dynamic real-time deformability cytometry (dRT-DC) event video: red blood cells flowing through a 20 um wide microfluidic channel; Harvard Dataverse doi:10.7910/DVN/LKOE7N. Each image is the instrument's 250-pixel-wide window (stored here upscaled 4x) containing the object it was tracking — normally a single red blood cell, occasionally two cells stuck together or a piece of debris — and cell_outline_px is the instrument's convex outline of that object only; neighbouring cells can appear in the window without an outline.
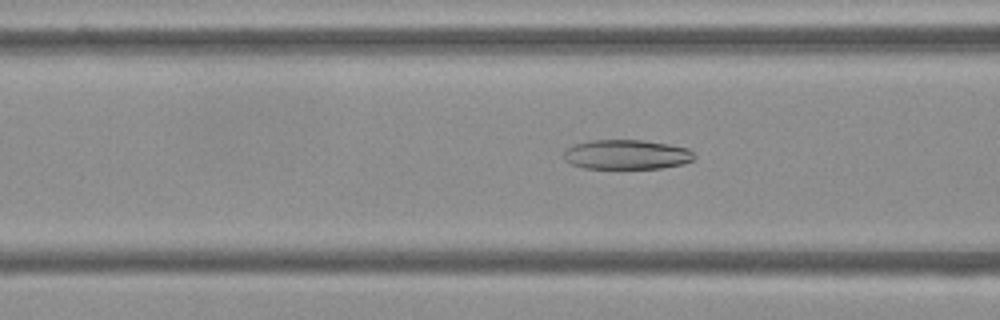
{"species": "Egyptian fruit bat (a non-hibernating species)", "species_latin": "Rousettus aegyptiacus", "temperature_condition": "cold", "stored_images_in_passage": 43, "camera_frame_rate_fps": 3000, "um_per_image_px": 0.085, "frame": {"image": 1, "passage_image": 21, "time_ms": 6.667, "image_size_px": [1000, 320], "cell_outline_px": [[696, 156], [692, 160], [684, 164], [660, 168], [584, 168], [572, 164], [564, 160], [564, 148], [572, 144], [588, 140], [644, 140], [668, 144], [688, 148]], "centroid_in_image_um": [53.23, 13.12], "position_along_channel_um": 113.4, "area_um2": 22.72}}
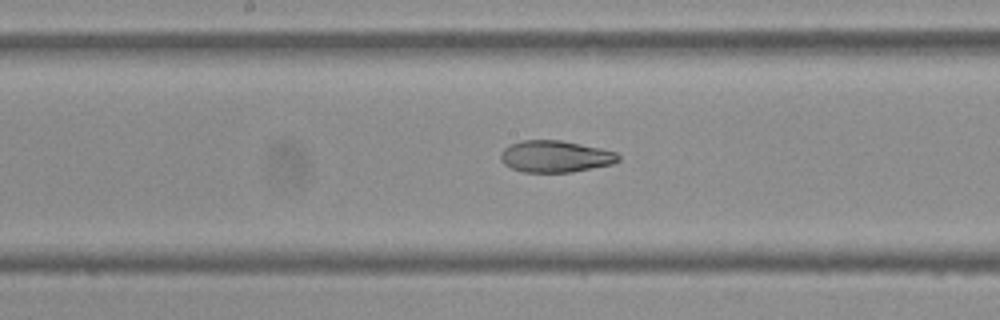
{"frame": {"image": 2, "passage_image": 28, "time_ms": 9.0, "image_size_px": [1000, 320], "cell_outline_px": [[620, 160], [612, 164], [572, 172], [524, 172], [512, 168], [504, 164], [500, 160], [500, 152], [508, 144], [520, 140], [560, 140], [600, 148], [616, 152], [620, 156]], "centroid_in_image_um": [47.17, 13.29], "position_along_channel_um": 201.0, "area_um2": 21.85}}
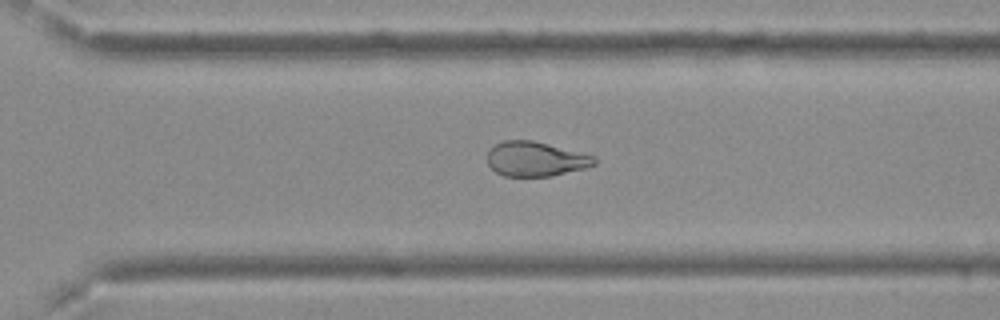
{"frame": {"image": 3, "passage_image": 38, "time_ms": 12.333, "image_size_px": [1000, 320], "cell_outline_px": [[596, 164], [584, 168], [552, 176], [504, 176], [496, 172], [488, 164], [488, 148], [504, 140], [532, 140], [596, 156]], "centroid_in_image_um": [45.51, 13.51], "position_along_channel_um": 325.1, "area_um2": 21.56}}